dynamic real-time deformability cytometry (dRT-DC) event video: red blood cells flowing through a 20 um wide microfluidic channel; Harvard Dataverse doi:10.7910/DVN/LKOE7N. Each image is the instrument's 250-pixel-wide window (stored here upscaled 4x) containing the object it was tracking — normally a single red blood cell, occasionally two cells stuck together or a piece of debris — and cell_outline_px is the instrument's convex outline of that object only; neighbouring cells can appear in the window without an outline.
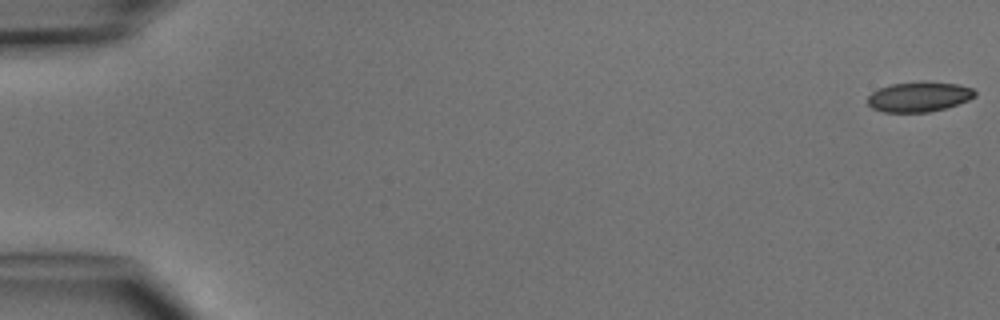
{"species": "common noctule bat (a hibernating species)", "species_latin": "Nyctalus noctula", "temperature_condition": "cold", "stored_images_in_passage": 6, "camera_frame_rate_fps": 3000, "um_per_image_px": 0.085, "animal": {"sex": "male", "body_mass_g": 15.6}, "frame": {"image": 1, "passage_image": 1, "time_ms": 0.0, "image_size_px": [1000, 320], "cell_outline_px": [[976, 96], [968, 100], [944, 108], [928, 112], [884, 112], [872, 108], [868, 104], [868, 96], [872, 92], [880, 88], [892, 84], [920, 80], [956, 84], [972, 88], [976, 92]], "centroid_in_image_um": [78.11, 8.21], "position_along_channel_um": 6.9, "area_um2": 18.79}}
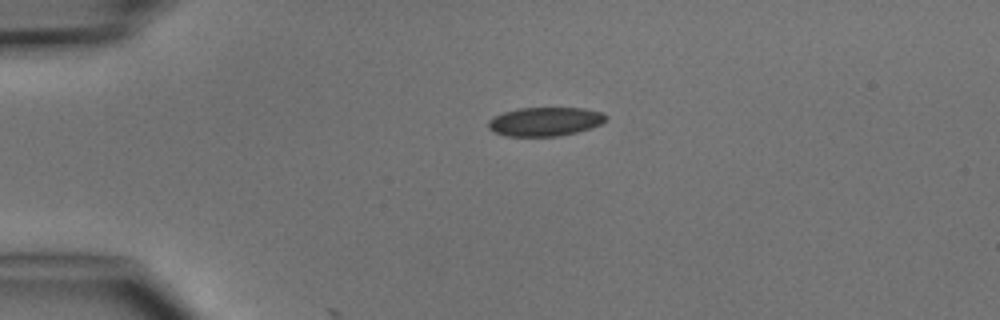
{"frame": {"image": 2, "passage_image": 4, "time_ms": 3.667, "image_size_px": [1000, 320], "cell_outline_px": [[608, 120], [600, 124], [576, 132], [556, 136], [504, 136], [492, 132], [488, 128], [488, 120], [492, 116], [516, 108], [584, 108], [604, 112], [608, 116]], "centroid_in_image_um": [46.3, 10.32], "position_along_channel_um": 38.7, "area_um2": 20.0}}